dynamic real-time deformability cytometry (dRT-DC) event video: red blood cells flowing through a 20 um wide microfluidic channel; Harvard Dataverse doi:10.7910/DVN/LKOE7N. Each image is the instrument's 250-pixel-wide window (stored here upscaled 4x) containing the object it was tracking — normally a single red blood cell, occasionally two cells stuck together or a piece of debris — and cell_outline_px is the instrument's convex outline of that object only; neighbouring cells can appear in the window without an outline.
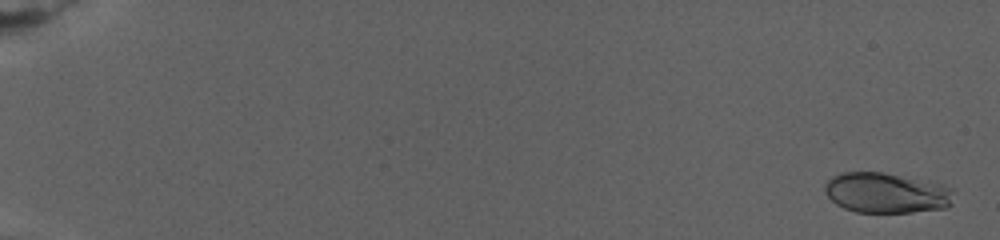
{"species": "human", "species_latin": "Homo sapiens", "temperature_condition": "warm", "stored_images_in_passage": 42, "camera_frame_rate_fps": 3000, "um_per_image_px": 0.085, "donor": {"sex": "female"}, "frame": {"image": 1, "passage_image": 1, "time_ms": 0.0, "image_size_px": [1000, 240], "cell_outline_px": [[956, 192], [952, 204], [944, 208], [912, 212], [856, 212], [844, 208], [836, 204], [824, 192], [824, 184], [832, 176], [844, 172], [884, 172], [940, 184]], "centroid_in_image_um": [75.33, 16.4], "position_along_channel_um": 9.7, "area_um2": 30.29}}
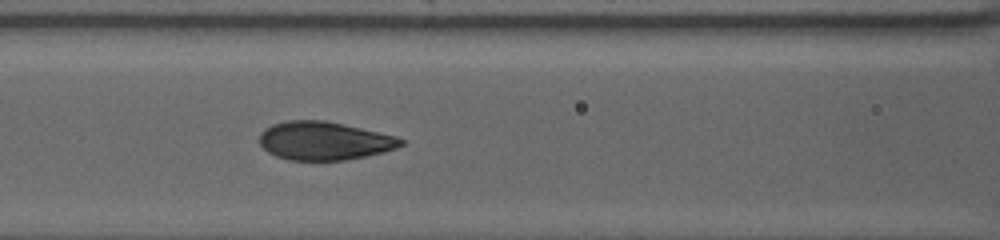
{"frame": {"image": 2, "passage_image": 24, "time_ms": 12.667, "image_size_px": [1000, 240], "cell_outline_px": [[404, 144], [396, 148], [384, 152], [344, 160], [288, 160], [276, 156], [268, 152], [260, 144], [260, 132], [264, 128], [272, 124], [288, 120], [324, 120], [344, 124], [396, 136], [404, 140]], "centroid_in_image_um": [27.54, 11.96], "position_along_channel_um": 139.1, "area_um2": 31.62}}
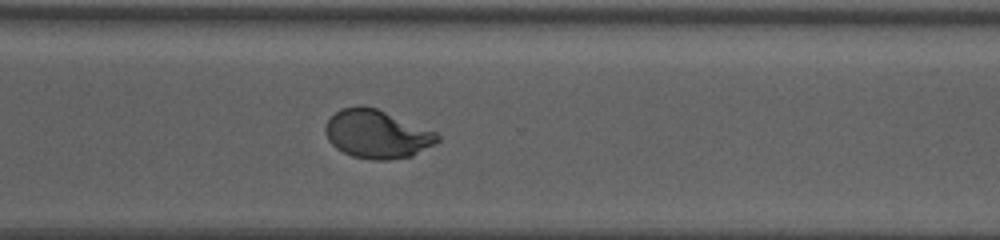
{"frame": {"image": 3, "passage_image": 42, "time_ms": 20.333, "image_size_px": [1000, 240], "cell_outline_px": [[440, 140], [412, 156], [388, 160], [372, 160], [352, 156], [336, 148], [328, 140], [324, 132], [324, 128], [328, 120], [336, 112], [344, 108], [360, 104], [364, 104], [376, 108], [436, 132], [440, 136]], "centroid_in_image_um": [32.01, 11.4], "position_along_channel_um": 338.6, "area_um2": 31.5}}